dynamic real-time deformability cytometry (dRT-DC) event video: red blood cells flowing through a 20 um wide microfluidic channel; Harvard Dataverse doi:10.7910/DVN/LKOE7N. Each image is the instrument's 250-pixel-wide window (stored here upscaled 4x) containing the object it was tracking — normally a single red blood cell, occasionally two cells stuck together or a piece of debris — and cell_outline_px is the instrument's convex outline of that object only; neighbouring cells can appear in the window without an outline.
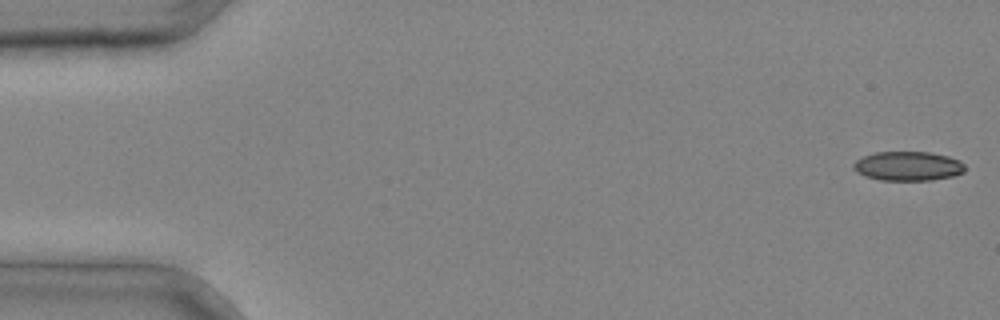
{"species": "common noctule bat (a hibernating species)", "species_latin": "Nyctalus noctula", "temperature_condition": "cold", "stored_images_in_passage": 4, "camera_frame_rate_fps": 3000, "um_per_image_px": 0.085, "animal": {"sex": "male", "body_mass_g": 20.4}, "frame": {"image": 1, "passage_image": 1, "time_ms": 0.0, "image_size_px": [1000, 320], "cell_outline_px": [[964, 172], [952, 176], [932, 180], [880, 180], [864, 176], [856, 172], [852, 168], [852, 164], [856, 160], [864, 156], [876, 152], [928, 152], [948, 156], [960, 160], [964, 164]], "centroid_in_image_um": [77.15, 14.12], "position_along_channel_um": 7.8, "area_um2": 19.07}}